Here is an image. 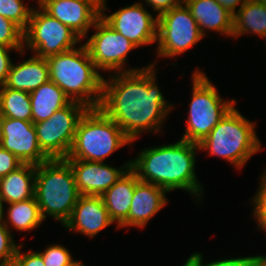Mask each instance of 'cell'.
<instances>
[{"label": "cell", "mask_w": 266, "mask_h": 266, "mask_svg": "<svg viewBox=\"0 0 266 266\" xmlns=\"http://www.w3.org/2000/svg\"><path fill=\"white\" fill-rule=\"evenodd\" d=\"M155 63L147 67L128 68L103 79L100 107L133 142L146 130L162 128L173 106L167 104L156 84Z\"/></svg>", "instance_id": "cell-1"}, {"label": "cell", "mask_w": 266, "mask_h": 266, "mask_svg": "<svg viewBox=\"0 0 266 266\" xmlns=\"http://www.w3.org/2000/svg\"><path fill=\"white\" fill-rule=\"evenodd\" d=\"M199 144L180 139L170 145L144 149L130 168L140 181L164 188L167 193L183 189L201 198V185L195 174V155Z\"/></svg>", "instance_id": "cell-2"}, {"label": "cell", "mask_w": 266, "mask_h": 266, "mask_svg": "<svg viewBox=\"0 0 266 266\" xmlns=\"http://www.w3.org/2000/svg\"><path fill=\"white\" fill-rule=\"evenodd\" d=\"M50 81L60 87L71 101L87 108H99L103 96V77L97 71L86 46L47 58Z\"/></svg>", "instance_id": "cell-3"}, {"label": "cell", "mask_w": 266, "mask_h": 266, "mask_svg": "<svg viewBox=\"0 0 266 266\" xmlns=\"http://www.w3.org/2000/svg\"><path fill=\"white\" fill-rule=\"evenodd\" d=\"M34 196L42 218L50 215L64 226L80 196L66 159H49L37 165Z\"/></svg>", "instance_id": "cell-4"}, {"label": "cell", "mask_w": 266, "mask_h": 266, "mask_svg": "<svg viewBox=\"0 0 266 266\" xmlns=\"http://www.w3.org/2000/svg\"><path fill=\"white\" fill-rule=\"evenodd\" d=\"M132 141L101 109L88 108L80 118L66 159L103 162L107 156Z\"/></svg>", "instance_id": "cell-5"}, {"label": "cell", "mask_w": 266, "mask_h": 266, "mask_svg": "<svg viewBox=\"0 0 266 266\" xmlns=\"http://www.w3.org/2000/svg\"><path fill=\"white\" fill-rule=\"evenodd\" d=\"M254 125L233 106L199 143V148L209 150L210 155L222 157L240 169L253 154L261 150Z\"/></svg>", "instance_id": "cell-6"}, {"label": "cell", "mask_w": 266, "mask_h": 266, "mask_svg": "<svg viewBox=\"0 0 266 266\" xmlns=\"http://www.w3.org/2000/svg\"><path fill=\"white\" fill-rule=\"evenodd\" d=\"M192 99L182 140L201 143L210 131L236 104V100L223 101L215 86L201 71L192 75Z\"/></svg>", "instance_id": "cell-7"}, {"label": "cell", "mask_w": 266, "mask_h": 266, "mask_svg": "<svg viewBox=\"0 0 266 266\" xmlns=\"http://www.w3.org/2000/svg\"><path fill=\"white\" fill-rule=\"evenodd\" d=\"M39 8L38 11L32 10L23 35V45L32 49L35 56L47 59L75 48V45L82 41L67 25Z\"/></svg>", "instance_id": "cell-8"}, {"label": "cell", "mask_w": 266, "mask_h": 266, "mask_svg": "<svg viewBox=\"0 0 266 266\" xmlns=\"http://www.w3.org/2000/svg\"><path fill=\"white\" fill-rule=\"evenodd\" d=\"M88 108L72 101L47 120L34 123L38 144L49 159H66L72 147L77 124Z\"/></svg>", "instance_id": "cell-9"}, {"label": "cell", "mask_w": 266, "mask_h": 266, "mask_svg": "<svg viewBox=\"0 0 266 266\" xmlns=\"http://www.w3.org/2000/svg\"><path fill=\"white\" fill-rule=\"evenodd\" d=\"M157 18L156 41L159 57L177 56L204 38L184 2Z\"/></svg>", "instance_id": "cell-10"}, {"label": "cell", "mask_w": 266, "mask_h": 266, "mask_svg": "<svg viewBox=\"0 0 266 266\" xmlns=\"http://www.w3.org/2000/svg\"><path fill=\"white\" fill-rule=\"evenodd\" d=\"M93 28L97 29L96 32L84 43L90 58L97 69L120 73L129 51L137 46L110 27L101 17L95 21Z\"/></svg>", "instance_id": "cell-11"}, {"label": "cell", "mask_w": 266, "mask_h": 266, "mask_svg": "<svg viewBox=\"0 0 266 266\" xmlns=\"http://www.w3.org/2000/svg\"><path fill=\"white\" fill-rule=\"evenodd\" d=\"M100 17L137 47L157 40L158 18H154L140 2L127 5L109 16L101 12Z\"/></svg>", "instance_id": "cell-12"}, {"label": "cell", "mask_w": 266, "mask_h": 266, "mask_svg": "<svg viewBox=\"0 0 266 266\" xmlns=\"http://www.w3.org/2000/svg\"><path fill=\"white\" fill-rule=\"evenodd\" d=\"M0 146L22 163L39 165L49 160L38 144L34 123L30 121L1 117Z\"/></svg>", "instance_id": "cell-13"}, {"label": "cell", "mask_w": 266, "mask_h": 266, "mask_svg": "<svg viewBox=\"0 0 266 266\" xmlns=\"http://www.w3.org/2000/svg\"><path fill=\"white\" fill-rule=\"evenodd\" d=\"M73 169L76 187L80 195L102 196L130 168L126 162L121 169L104 162L66 159Z\"/></svg>", "instance_id": "cell-14"}, {"label": "cell", "mask_w": 266, "mask_h": 266, "mask_svg": "<svg viewBox=\"0 0 266 266\" xmlns=\"http://www.w3.org/2000/svg\"><path fill=\"white\" fill-rule=\"evenodd\" d=\"M38 5L50 16L67 25L80 38L87 35L100 14L82 0H38Z\"/></svg>", "instance_id": "cell-15"}, {"label": "cell", "mask_w": 266, "mask_h": 266, "mask_svg": "<svg viewBox=\"0 0 266 266\" xmlns=\"http://www.w3.org/2000/svg\"><path fill=\"white\" fill-rule=\"evenodd\" d=\"M114 223L105 207L102 196L80 195L71 217L64 226L88 237Z\"/></svg>", "instance_id": "cell-16"}, {"label": "cell", "mask_w": 266, "mask_h": 266, "mask_svg": "<svg viewBox=\"0 0 266 266\" xmlns=\"http://www.w3.org/2000/svg\"><path fill=\"white\" fill-rule=\"evenodd\" d=\"M166 192L162 187L139 180L135 185L128 217L118 228L128 226L144 228L147 222L166 205Z\"/></svg>", "instance_id": "cell-17"}, {"label": "cell", "mask_w": 266, "mask_h": 266, "mask_svg": "<svg viewBox=\"0 0 266 266\" xmlns=\"http://www.w3.org/2000/svg\"><path fill=\"white\" fill-rule=\"evenodd\" d=\"M184 3L190 9L203 36L206 29L232 36L234 16L216 0H185Z\"/></svg>", "instance_id": "cell-18"}, {"label": "cell", "mask_w": 266, "mask_h": 266, "mask_svg": "<svg viewBox=\"0 0 266 266\" xmlns=\"http://www.w3.org/2000/svg\"><path fill=\"white\" fill-rule=\"evenodd\" d=\"M37 165L23 163L19 168L0 178V212L3 202L14 203L34 197Z\"/></svg>", "instance_id": "cell-19"}, {"label": "cell", "mask_w": 266, "mask_h": 266, "mask_svg": "<svg viewBox=\"0 0 266 266\" xmlns=\"http://www.w3.org/2000/svg\"><path fill=\"white\" fill-rule=\"evenodd\" d=\"M49 80L47 59L34 55L16 66L12 64L4 85L14 90L31 93Z\"/></svg>", "instance_id": "cell-20"}, {"label": "cell", "mask_w": 266, "mask_h": 266, "mask_svg": "<svg viewBox=\"0 0 266 266\" xmlns=\"http://www.w3.org/2000/svg\"><path fill=\"white\" fill-rule=\"evenodd\" d=\"M139 181L137 174L129 168L123 176L103 195L105 207L117 227L128 217L134 189Z\"/></svg>", "instance_id": "cell-21"}, {"label": "cell", "mask_w": 266, "mask_h": 266, "mask_svg": "<svg viewBox=\"0 0 266 266\" xmlns=\"http://www.w3.org/2000/svg\"><path fill=\"white\" fill-rule=\"evenodd\" d=\"M32 122L37 123L49 119L72 101L54 82L48 81L30 93Z\"/></svg>", "instance_id": "cell-22"}, {"label": "cell", "mask_w": 266, "mask_h": 266, "mask_svg": "<svg viewBox=\"0 0 266 266\" xmlns=\"http://www.w3.org/2000/svg\"><path fill=\"white\" fill-rule=\"evenodd\" d=\"M249 32L266 39V4L247 0L234 15L232 38Z\"/></svg>", "instance_id": "cell-23"}, {"label": "cell", "mask_w": 266, "mask_h": 266, "mask_svg": "<svg viewBox=\"0 0 266 266\" xmlns=\"http://www.w3.org/2000/svg\"><path fill=\"white\" fill-rule=\"evenodd\" d=\"M8 218L4 219L3 212H0V218L8 227L12 225L18 231H30L38 227L44 219L41 216L39 205L35 196L31 199L9 203ZM8 219V221H7Z\"/></svg>", "instance_id": "cell-24"}, {"label": "cell", "mask_w": 266, "mask_h": 266, "mask_svg": "<svg viewBox=\"0 0 266 266\" xmlns=\"http://www.w3.org/2000/svg\"><path fill=\"white\" fill-rule=\"evenodd\" d=\"M1 117L32 122L30 93L0 86Z\"/></svg>", "instance_id": "cell-25"}, {"label": "cell", "mask_w": 266, "mask_h": 266, "mask_svg": "<svg viewBox=\"0 0 266 266\" xmlns=\"http://www.w3.org/2000/svg\"><path fill=\"white\" fill-rule=\"evenodd\" d=\"M32 10L22 0H0V15L12 20L23 31L28 26Z\"/></svg>", "instance_id": "cell-26"}, {"label": "cell", "mask_w": 266, "mask_h": 266, "mask_svg": "<svg viewBox=\"0 0 266 266\" xmlns=\"http://www.w3.org/2000/svg\"><path fill=\"white\" fill-rule=\"evenodd\" d=\"M23 35L24 31L17 24L0 15V45L23 49Z\"/></svg>", "instance_id": "cell-27"}, {"label": "cell", "mask_w": 266, "mask_h": 266, "mask_svg": "<svg viewBox=\"0 0 266 266\" xmlns=\"http://www.w3.org/2000/svg\"><path fill=\"white\" fill-rule=\"evenodd\" d=\"M45 266H75L79 261H74L71 253L61 245H51L43 252H39Z\"/></svg>", "instance_id": "cell-28"}, {"label": "cell", "mask_w": 266, "mask_h": 266, "mask_svg": "<svg viewBox=\"0 0 266 266\" xmlns=\"http://www.w3.org/2000/svg\"><path fill=\"white\" fill-rule=\"evenodd\" d=\"M18 247L9 227L0 218V266H12Z\"/></svg>", "instance_id": "cell-29"}, {"label": "cell", "mask_w": 266, "mask_h": 266, "mask_svg": "<svg viewBox=\"0 0 266 266\" xmlns=\"http://www.w3.org/2000/svg\"><path fill=\"white\" fill-rule=\"evenodd\" d=\"M187 260L193 266H260V256L230 258L203 264L202 254L194 253Z\"/></svg>", "instance_id": "cell-30"}, {"label": "cell", "mask_w": 266, "mask_h": 266, "mask_svg": "<svg viewBox=\"0 0 266 266\" xmlns=\"http://www.w3.org/2000/svg\"><path fill=\"white\" fill-rule=\"evenodd\" d=\"M23 244L19 245L15 258L13 259L12 266H45L43 258L39 252H27L25 254L21 253V247Z\"/></svg>", "instance_id": "cell-31"}, {"label": "cell", "mask_w": 266, "mask_h": 266, "mask_svg": "<svg viewBox=\"0 0 266 266\" xmlns=\"http://www.w3.org/2000/svg\"><path fill=\"white\" fill-rule=\"evenodd\" d=\"M23 163L11 152L0 146V178L19 168Z\"/></svg>", "instance_id": "cell-32"}, {"label": "cell", "mask_w": 266, "mask_h": 266, "mask_svg": "<svg viewBox=\"0 0 266 266\" xmlns=\"http://www.w3.org/2000/svg\"><path fill=\"white\" fill-rule=\"evenodd\" d=\"M11 50H17L20 54H23L24 52V49H13L0 45V86L5 84L12 65V61L8 53Z\"/></svg>", "instance_id": "cell-33"}, {"label": "cell", "mask_w": 266, "mask_h": 266, "mask_svg": "<svg viewBox=\"0 0 266 266\" xmlns=\"http://www.w3.org/2000/svg\"><path fill=\"white\" fill-rule=\"evenodd\" d=\"M261 177L259 190L253 198V212H266V170Z\"/></svg>", "instance_id": "cell-34"}, {"label": "cell", "mask_w": 266, "mask_h": 266, "mask_svg": "<svg viewBox=\"0 0 266 266\" xmlns=\"http://www.w3.org/2000/svg\"><path fill=\"white\" fill-rule=\"evenodd\" d=\"M149 6H152L154 11H158L157 17L170 9L179 6L183 3L182 0H145Z\"/></svg>", "instance_id": "cell-35"}, {"label": "cell", "mask_w": 266, "mask_h": 266, "mask_svg": "<svg viewBox=\"0 0 266 266\" xmlns=\"http://www.w3.org/2000/svg\"><path fill=\"white\" fill-rule=\"evenodd\" d=\"M223 8H225L233 16L237 13L236 7L240 4V9L247 0H216Z\"/></svg>", "instance_id": "cell-36"}, {"label": "cell", "mask_w": 266, "mask_h": 266, "mask_svg": "<svg viewBox=\"0 0 266 266\" xmlns=\"http://www.w3.org/2000/svg\"><path fill=\"white\" fill-rule=\"evenodd\" d=\"M89 3L99 14L104 12L107 8L105 5V0H82Z\"/></svg>", "instance_id": "cell-37"}, {"label": "cell", "mask_w": 266, "mask_h": 266, "mask_svg": "<svg viewBox=\"0 0 266 266\" xmlns=\"http://www.w3.org/2000/svg\"><path fill=\"white\" fill-rule=\"evenodd\" d=\"M260 266H266V255H260Z\"/></svg>", "instance_id": "cell-38"}, {"label": "cell", "mask_w": 266, "mask_h": 266, "mask_svg": "<svg viewBox=\"0 0 266 266\" xmlns=\"http://www.w3.org/2000/svg\"><path fill=\"white\" fill-rule=\"evenodd\" d=\"M250 1L266 4V0H250Z\"/></svg>", "instance_id": "cell-39"}, {"label": "cell", "mask_w": 266, "mask_h": 266, "mask_svg": "<svg viewBox=\"0 0 266 266\" xmlns=\"http://www.w3.org/2000/svg\"><path fill=\"white\" fill-rule=\"evenodd\" d=\"M183 266H193V265L188 260H186Z\"/></svg>", "instance_id": "cell-40"}, {"label": "cell", "mask_w": 266, "mask_h": 266, "mask_svg": "<svg viewBox=\"0 0 266 266\" xmlns=\"http://www.w3.org/2000/svg\"><path fill=\"white\" fill-rule=\"evenodd\" d=\"M75 266H85V265L81 262H78Z\"/></svg>", "instance_id": "cell-41"}]
</instances>
